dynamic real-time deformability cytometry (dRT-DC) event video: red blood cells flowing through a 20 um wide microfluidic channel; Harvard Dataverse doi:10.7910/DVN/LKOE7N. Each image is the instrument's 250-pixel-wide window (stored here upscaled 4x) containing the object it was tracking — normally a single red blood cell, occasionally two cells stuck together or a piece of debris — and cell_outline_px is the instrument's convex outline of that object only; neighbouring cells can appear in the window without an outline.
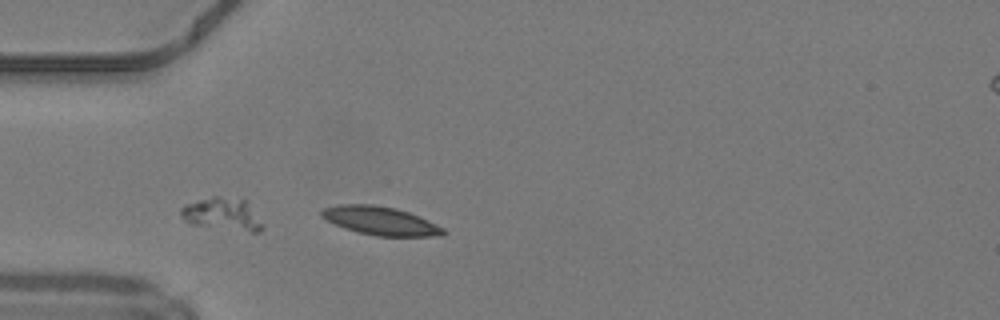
{"species": "common noctule bat (a hibernating species)", "species_latin": "Nyctalus noctula", "temperature_condition": "warm", "stored_images_in_passage": 36, "camera_frame_rate_fps": 3000, "um_per_image_px": 0.085, "animal": {"sex": "male", "body_mass_g": 19.2, "forearm_length_mm": 51.8}, "frame": {"image": 1, "passage_image": 1, "time_ms": 0.0, "image_size_px": [1000, 320], "cell_outline_px": [[448, 232], [432, 236], [376, 236], [344, 228], [320, 216], [320, 212], [324, 208], [340, 204], [372, 204], [396, 208], [408, 212], [428, 220], [444, 228]], "centroid_in_image_um": [32.33, 18.76], "position_along_channel_um": 52.7, "area_um2": 19.94}}
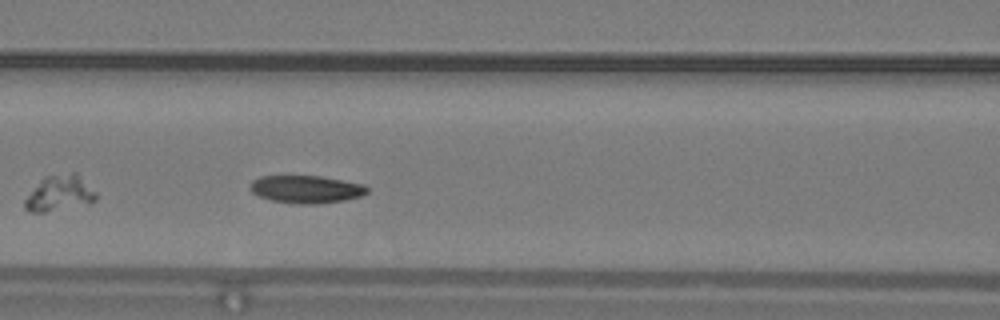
{"frame": {"image": 2, "passage_image": 8, "time_ms": 2.333, "image_size_px": [1000, 320], "cell_outline_px": [[368, 192], [360, 196], [344, 200], [316, 204], [300, 204], [272, 200], [260, 196], [252, 192], [248, 188], [252, 180], [260, 176], [320, 176], [364, 184], [368, 188]], "centroid_in_image_um": [26.01, 16.08], "position_along_channel_um": 140.6, "area_um2": 18.79}}
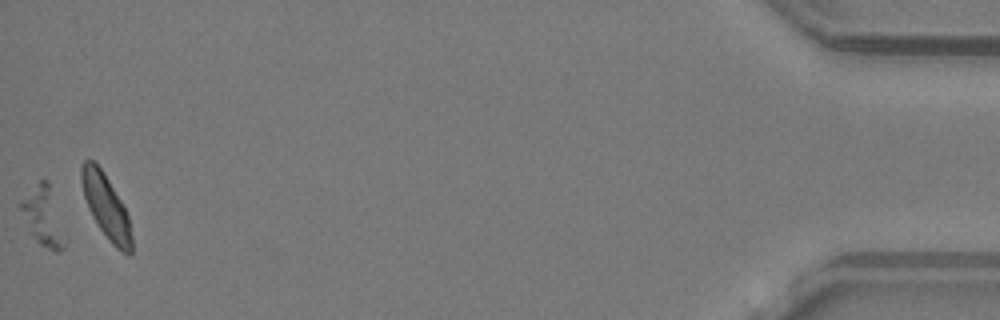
{"frame": {"image": 3, "passage_image": 35, "time_ms": 11.333, "image_size_px": [1000, 320], "cell_outline_px": [[68, 240], [64, 248], [60, 252], [56, 252], [40, 244], [28, 232], [16, 204], [40, 180], [44, 180], [48, 184], [68, 236]], "centroid_in_image_um": [3.67, 18.48], "position_along_channel_um": 431.5, "area_um2": 15.66}, "authors_computed_cell_mechanics": {"area_um2": 19.074, "velocity_mm_per_s": 4.1777, "shape_relaxation_time_tau1_ms": 5.5114, "shape_relaxation_time_tau2_ms": null, "deformation_change_tau1": 0.1255, "deformation_change_tau2": null}}